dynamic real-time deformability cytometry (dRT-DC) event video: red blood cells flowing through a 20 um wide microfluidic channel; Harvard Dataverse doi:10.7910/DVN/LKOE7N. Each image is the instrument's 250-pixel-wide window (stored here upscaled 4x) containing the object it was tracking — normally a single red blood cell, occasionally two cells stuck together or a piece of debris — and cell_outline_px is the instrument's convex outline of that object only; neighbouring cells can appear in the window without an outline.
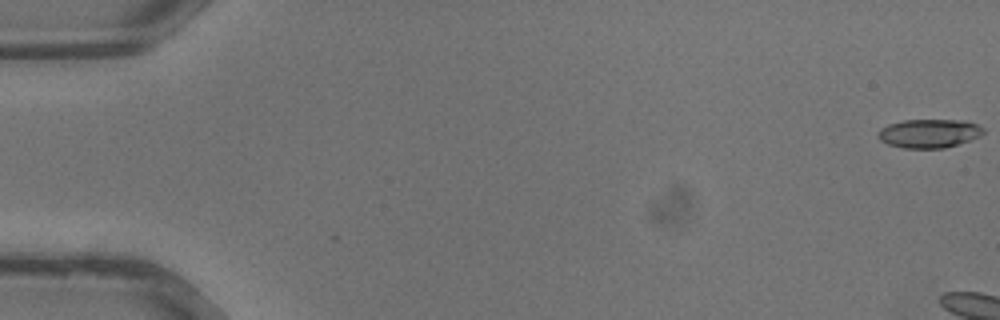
{"species": "common noctule bat (a hibernating species)", "species_latin": "Nyctalus noctula", "temperature_condition": "warm", "stored_images_in_passage": 4, "camera_frame_rate_fps": 3000, "um_per_image_px": 0.085, "animal": {"sex": "male", "body_mass_g": 13.3}, "frame": {"image": 1, "passage_image": 1, "time_ms": 0.0, "image_size_px": [1000, 320], "cell_outline_px": [[984, 132], [980, 136], [944, 148], [904, 148], [888, 144], [880, 140], [876, 136], [876, 132], [880, 128], [888, 124], [904, 120], [968, 120], [984, 128]], "centroid_in_image_um": [78.94, 11.33], "position_along_channel_um": 6.1, "area_um2": 17.69}}